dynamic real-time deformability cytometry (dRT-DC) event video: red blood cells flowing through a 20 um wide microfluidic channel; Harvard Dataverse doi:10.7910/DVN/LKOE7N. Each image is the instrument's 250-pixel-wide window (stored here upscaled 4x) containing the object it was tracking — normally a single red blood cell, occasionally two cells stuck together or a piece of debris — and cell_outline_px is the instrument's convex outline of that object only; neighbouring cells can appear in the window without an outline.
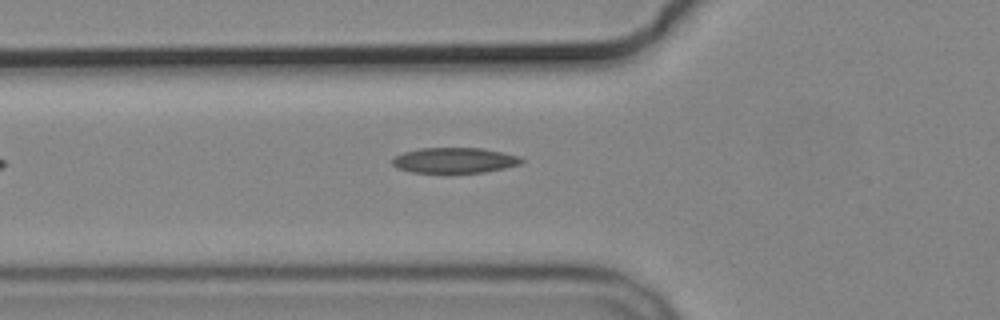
{"species": "common noctule bat (a hibernating species)", "species_latin": "Nyctalus noctula", "temperature_condition": "cold", "stored_images_in_passage": 5, "camera_frame_rate_fps": 3000, "um_per_image_px": 0.085, "animal": {"sex": "male", "body_mass_g": 19.2, "forearm_length_mm": 51.8}, "frame": {"image": 1, "passage_image": 5, "time_ms": 6.333, "image_size_px": [1000, 320], "cell_outline_px": [[524, 160], [520, 164], [504, 168], [484, 172], [412, 172], [396, 168], [392, 164], [392, 160], [396, 156], [404, 152], [420, 148], [480, 148], [520, 156]], "centroid_in_image_um": [38.62, 13.62], "position_along_channel_um": 87.2, "area_um2": 18.9}}